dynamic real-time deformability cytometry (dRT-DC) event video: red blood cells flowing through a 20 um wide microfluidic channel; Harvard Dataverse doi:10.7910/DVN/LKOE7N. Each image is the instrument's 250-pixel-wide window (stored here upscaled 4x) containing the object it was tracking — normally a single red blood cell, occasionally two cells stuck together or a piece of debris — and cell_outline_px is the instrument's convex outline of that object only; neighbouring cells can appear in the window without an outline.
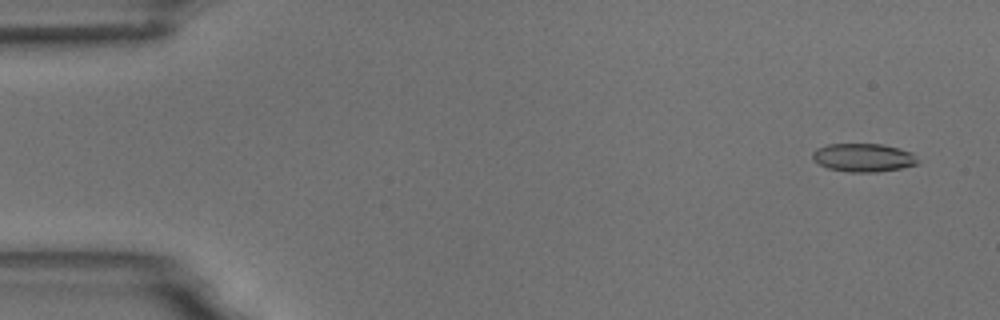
{"species": "common noctule bat (a hibernating species)", "species_latin": "Nyctalus noctula", "temperature_condition": "room temperature", "stored_images_in_passage": 6, "camera_frame_rate_fps": 3000, "um_per_image_px": 0.085, "animal": {"sex": "male", "body_mass_g": 18.8}, "frame": {"image": 1, "passage_image": 1, "time_ms": 0.0, "image_size_px": [1000, 320], "cell_outline_px": [[920, 164], [900, 168], [876, 172], [848, 172], [828, 168], [812, 160], [812, 152], [816, 148], [828, 144], [880, 144], [900, 148], [912, 152]], "centroid_in_image_um": [73.38, 13.39], "position_along_channel_um": 11.6, "area_um2": 17.46}}